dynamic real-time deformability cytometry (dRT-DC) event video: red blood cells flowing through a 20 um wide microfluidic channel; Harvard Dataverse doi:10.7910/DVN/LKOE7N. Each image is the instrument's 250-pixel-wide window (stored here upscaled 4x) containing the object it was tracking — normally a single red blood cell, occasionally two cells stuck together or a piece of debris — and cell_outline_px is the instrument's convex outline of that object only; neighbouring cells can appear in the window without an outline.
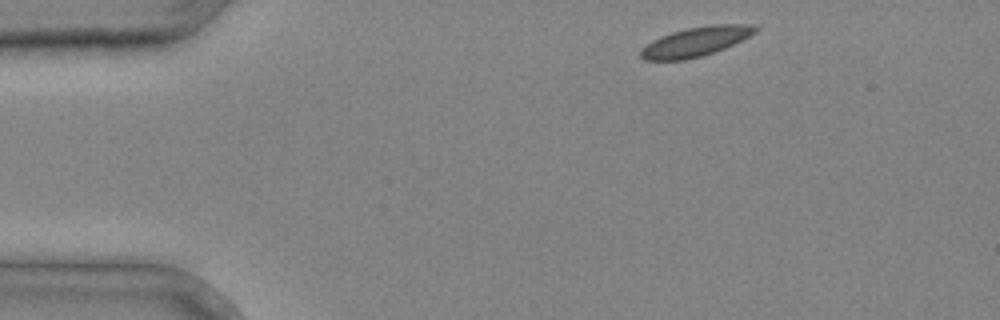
{"species": "common noctule bat (a hibernating species)", "species_latin": "Nyctalus noctula", "temperature_condition": "cold", "stored_images_in_passage": 3, "camera_frame_rate_fps": 3000, "um_per_image_px": 0.085, "animal": {"sex": "male", "body_mass_g": 20.4}, "frame": {"image": 1, "passage_image": 1, "time_ms": 0.0, "image_size_px": [1000, 320], "cell_outline_px": [[760, 28], [756, 32], [724, 48], [700, 56], [684, 60], [644, 60], [640, 56], [640, 48], [652, 40], [660, 36], [672, 32], [688, 28], [712, 24], [748, 24]], "centroid_in_image_um": [59.09, 3.53], "position_along_channel_um": 25.9, "area_um2": 19.42}}
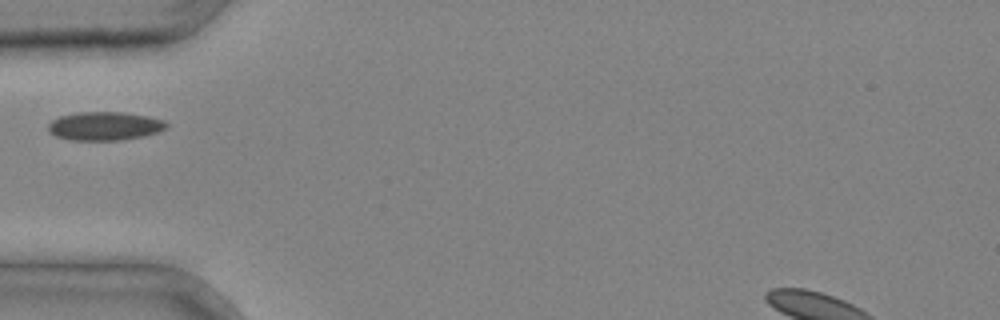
{"frame": {"image": 2, "passage_image": 3, "time_ms": 0.667, "image_size_px": [1000, 320], "cell_outline_px": [[168, 128], [144, 136], [120, 140], [72, 140], [56, 136], [48, 132], [48, 124], [52, 120], [60, 116], [80, 112], [124, 112], [148, 116], [164, 120], [168, 124]], "centroid_in_image_um": [8.91, 10.71], "position_along_channel_um": 76.1, "area_um2": 19.71}}